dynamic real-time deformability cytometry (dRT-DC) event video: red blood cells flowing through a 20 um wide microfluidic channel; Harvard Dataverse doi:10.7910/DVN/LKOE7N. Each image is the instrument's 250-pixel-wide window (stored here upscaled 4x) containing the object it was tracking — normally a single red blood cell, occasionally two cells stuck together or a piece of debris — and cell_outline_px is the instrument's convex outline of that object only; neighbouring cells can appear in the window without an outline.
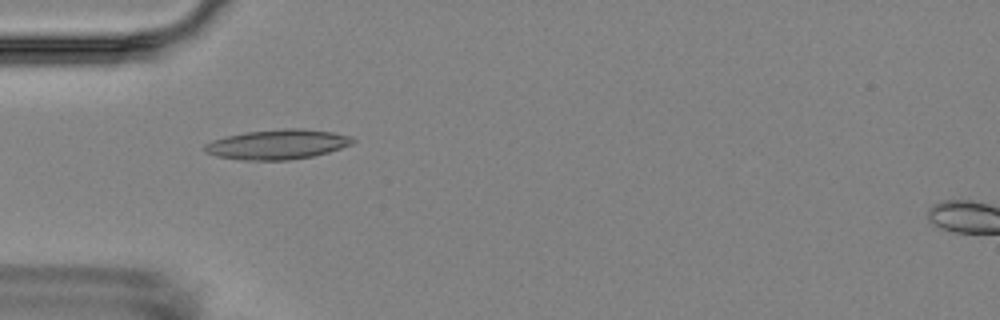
{"species": "Egyptian fruit bat (a non-hibernating species)", "species_latin": "Rousettus aegyptiacus", "temperature_condition": "room temperature", "stored_images_in_passage": 9, "camera_frame_rate_fps": 3000, "um_per_image_px": 0.085, "animal": {"sex": "female"}, "frame": {"image": 1, "passage_image": 4, "time_ms": 3.667, "image_size_px": [1000, 320], "cell_outline_px": [[356, 140], [352, 144], [328, 152], [312, 156], [288, 160], [244, 160], [216, 156], [204, 152], [204, 144], [212, 140], [224, 136], [244, 132], [284, 128], [304, 128], [332, 132], [348, 136]], "centroid_in_image_um": [23.54, 12.26], "position_along_channel_um": 61.5, "area_um2": 25.78}}
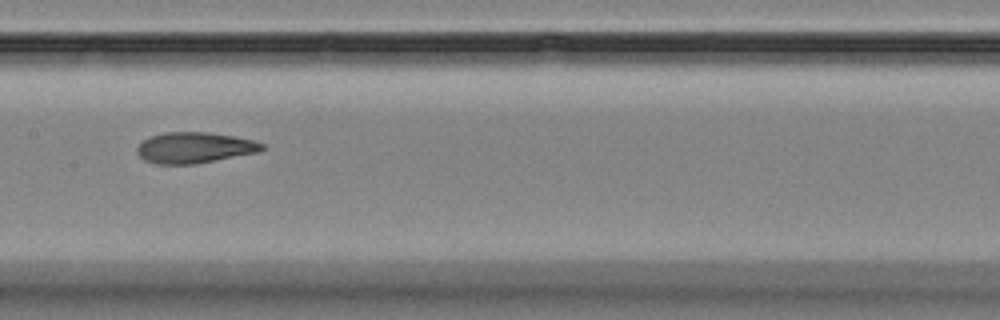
{"frame": {"image": 2, "passage_image": 7, "time_ms": 7.333, "image_size_px": [1000, 320], "cell_outline_px": [[264, 148], [260, 152], [196, 164], [156, 164], [144, 160], [136, 152], [136, 148], [144, 140], [152, 136], [164, 132], [208, 132], [236, 136], [252, 140], [264, 144]], "centroid_in_image_um": [16.55, 12.55], "position_along_channel_um": 190.9, "area_um2": 22.6}}
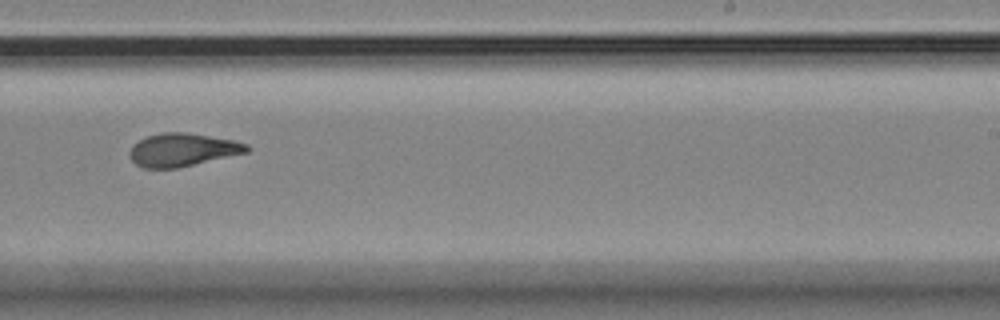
{"frame": {"image": 3, "passage_image": 9, "time_ms": 9.667, "image_size_px": [1000, 320], "cell_outline_px": [[252, 148], [248, 152], [176, 168], [140, 168], [132, 160], [128, 152], [132, 144], [148, 136], [160, 132], [184, 132], [232, 140], [248, 144]], "centroid_in_image_um": [15.48, 12.73], "position_along_channel_um": 273.5, "area_um2": 22.48}}